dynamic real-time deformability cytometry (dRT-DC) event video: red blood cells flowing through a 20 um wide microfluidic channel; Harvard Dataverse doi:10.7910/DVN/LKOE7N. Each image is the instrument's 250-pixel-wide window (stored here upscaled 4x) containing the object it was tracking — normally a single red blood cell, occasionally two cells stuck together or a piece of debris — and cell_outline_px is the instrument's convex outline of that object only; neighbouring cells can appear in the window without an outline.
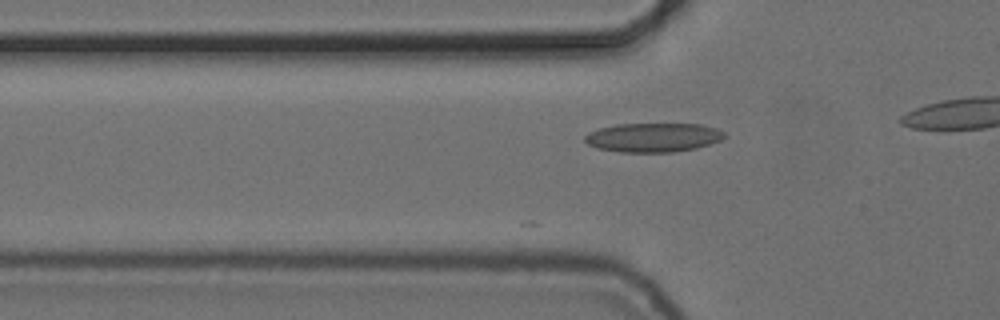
{"species": "common noctule bat (a hibernating species)", "species_latin": "Nyctalus noctula", "temperature_condition": "cold", "stored_images_in_passage": 14, "camera_frame_rate_fps": 3000, "um_per_image_px": 0.085, "animal": {"sex": "female", "body_mass_g": 24.6, "forearm_length_mm": 56.2}, "frame": {"image": 1, "passage_image": 14, "time_ms": 4.333, "image_size_px": [1000, 320], "cell_outline_px": [[724, 136], [720, 140], [696, 148], [672, 152], [620, 152], [596, 148], [588, 144], [584, 140], [584, 136], [588, 132], [600, 128], [616, 124], [700, 124], [716, 128], [724, 132]], "centroid_in_image_um": [55.47, 11.68], "position_along_channel_um": 70.3, "area_um2": 23.58}}